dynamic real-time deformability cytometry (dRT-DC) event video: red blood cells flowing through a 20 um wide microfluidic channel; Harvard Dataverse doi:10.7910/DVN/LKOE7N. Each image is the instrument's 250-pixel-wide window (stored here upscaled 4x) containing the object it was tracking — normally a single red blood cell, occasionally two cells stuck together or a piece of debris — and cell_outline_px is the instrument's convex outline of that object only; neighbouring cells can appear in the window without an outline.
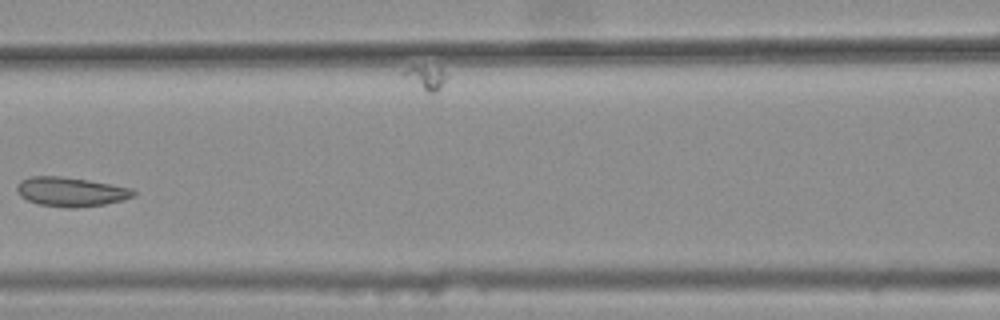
{"species": "common noctule bat (a hibernating species)", "species_latin": "Nyctalus noctula", "temperature_condition": "warm", "stored_images_in_passage": 8, "camera_frame_rate_fps": 3000, "um_per_image_px": 0.085, "animal": {"sex": "female", "body_mass_g": 25.1}, "frame": {"image": 1, "passage_image": 7, "time_ms": 2.0, "image_size_px": [1000, 320], "cell_outline_px": [[136, 196], [104, 204], [76, 208], [68, 208], [40, 204], [28, 200], [20, 196], [16, 188], [16, 184], [20, 180], [32, 176], [60, 176], [88, 180], [132, 188], [136, 192]], "centroid_in_image_um": [6.01, 16.29], "position_along_channel_um": 160.6, "area_um2": 19.83}}